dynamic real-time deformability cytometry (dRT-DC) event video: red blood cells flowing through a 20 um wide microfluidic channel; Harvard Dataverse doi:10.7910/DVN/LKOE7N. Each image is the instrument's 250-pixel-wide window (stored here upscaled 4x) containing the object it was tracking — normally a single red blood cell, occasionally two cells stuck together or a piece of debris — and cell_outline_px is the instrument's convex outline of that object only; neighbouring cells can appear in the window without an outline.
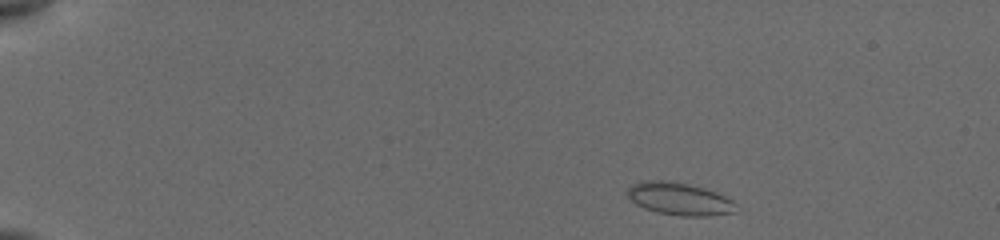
{"species": "common noctule bat (a hibernating species)", "species_latin": "Nyctalus noctula", "temperature_condition": "cold", "stored_images_in_passage": 20, "camera_frame_rate_fps": 3000, "um_per_image_px": 0.085, "animal": {"sex": "female", "body_mass_g": 19.5, "forearm_length_mm": 54.1}, "frame": {"image": 1, "passage_image": 3, "time_ms": 0.667, "image_size_px": [1000, 240], "cell_outline_px": [[740, 208], [736, 212], [712, 216], [680, 216], [656, 212], [644, 208], [636, 204], [628, 196], [628, 188], [632, 184], [648, 180], [668, 180], [688, 184], [704, 188], [716, 192], [732, 200]], "centroid_in_image_um": [57.79, 16.91], "position_along_channel_um": 27.2, "area_um2": 20.75}}
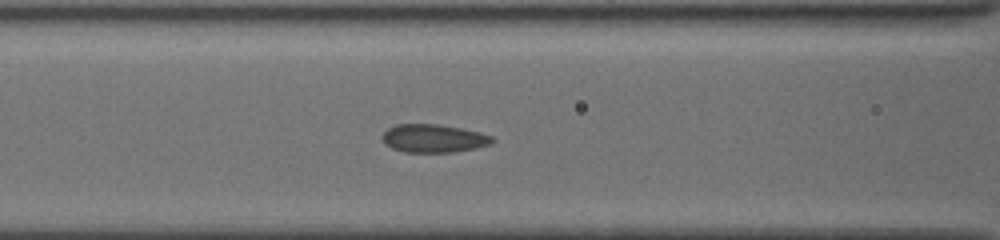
{"frame": {"image": 2, "passage_image": 14, "time_ms": 6.0, "image_size_px": [1000, 240], "cell_outline_px": [[496, 140], [488, 144], [476, 148], [456, 152], [404, 152], [392, 148], [384, 144], [380, 136], [388, 128], [396, 124], [436, 124], [460, 128], [480, 132], [492, 136]], "centroid_in_image_um": [36.82, 11.76], "position_along_channel_um": 129.8, "area_um2": 18.15}}
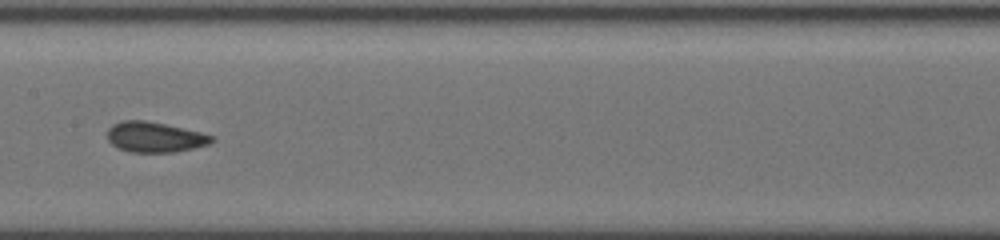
{"frame": {"image": 3, "passage_image": 18, "time_ms": 7.667, "image_size_px": [1000, 240], "cell_outline_px": [[216, 140], [212, 144], [176, 152], [128, 152], [112, 144], [108, 140], [108, 128], [112, 124], [120, 120], [144, 120], [164, 124], [200, 132], [216, 136]], "centroid_in_image_um": [13.19, 11.65], "position_along_channel_um": 194.2, "area_um2": 18.61}}